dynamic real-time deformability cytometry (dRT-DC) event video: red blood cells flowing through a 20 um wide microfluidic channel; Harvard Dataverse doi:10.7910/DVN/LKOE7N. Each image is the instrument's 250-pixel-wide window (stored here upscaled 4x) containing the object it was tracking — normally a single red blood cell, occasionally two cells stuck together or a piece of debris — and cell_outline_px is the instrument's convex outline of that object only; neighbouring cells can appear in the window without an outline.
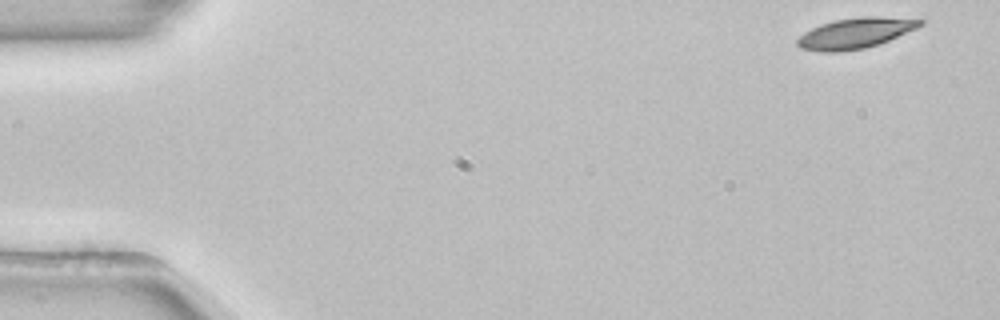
{"species": "common noctule bat (a hibernating species)", "species_latin": "Nyctalus noctula", "temperature_condition": "room temperature", "stored_images_in_passage": 52, "camera_frame_rate_fps": 3000, "um_per_image_px": 0.085, "animal": {"sex": "female", "body_mass_g": 22.7, "forearm_length_mm": 54.2}, "frame": {"image": 1, "passage_image": 1, "time_ms": 0.0, "image_size_px": [1000, 320], "cell_outline_px": [[924, 24], [916, 28], [880, 44], [864, 48], [840, 52], [820, 52], [800, 48], [796, 44], [796, 40], [804, 32], [820, 24], [836, 20], [864, 16], [880, 16], [924, 20]], "centroid_in_image_um": [72.68, 2.82], "position_along_channel_um": 12.3, "area_um2": 21.85}}
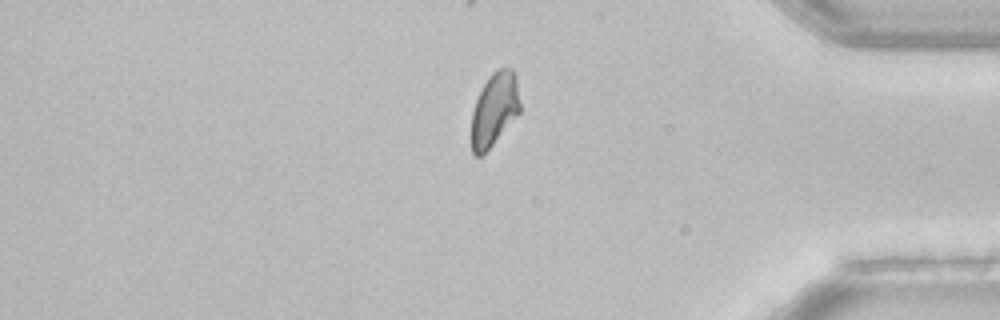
{"frame": {"image": 2, "passage_image": 43, "time_ms": 14.0, "image_size_px": [1000, 320], "cell_outline_px": [[520, 112], [492, 144], [480, 156], [476, 156], [472, 152], [472, 112], [476, 100], [488, 76], [496, 68], [512, 68], [516, 76], [520, 104]], "centroid_in_image_um": [42.03, 9.25], "position_along_channel_um": 393.2, "area_um2": 20.46}}
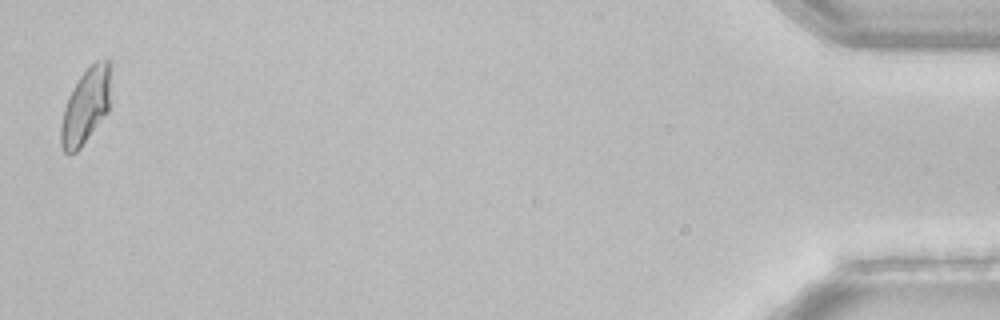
{"frame": {"image": 3, "passage_image": 51, "time_ms": 16.667, "image_size_px": [1000, 320], "cell_outline_px": [[112, 64], [108, 112], [80, 148], [76, 152], [64, 152], [60, 144], [60, 128], [64, 108], [68, 96], [72, 88], [80, 76], [96, 60], [112, 60]], "centroid_in_image_um": [7.31, 8.98], "position_along_channel_um": 427.9, "area_um2": 22.08}, "authors_computed_cell_mechanics": {"area_um2": 22.0218, "velocity_mm_per_s": 3.8469, "shape_relaxation_time_tau1_ms": 2.4225, "shape_relaxation_time_tau2_ms": null, "deformation_change_tau1": 0.1341, "deformation_change_tau2": null}}